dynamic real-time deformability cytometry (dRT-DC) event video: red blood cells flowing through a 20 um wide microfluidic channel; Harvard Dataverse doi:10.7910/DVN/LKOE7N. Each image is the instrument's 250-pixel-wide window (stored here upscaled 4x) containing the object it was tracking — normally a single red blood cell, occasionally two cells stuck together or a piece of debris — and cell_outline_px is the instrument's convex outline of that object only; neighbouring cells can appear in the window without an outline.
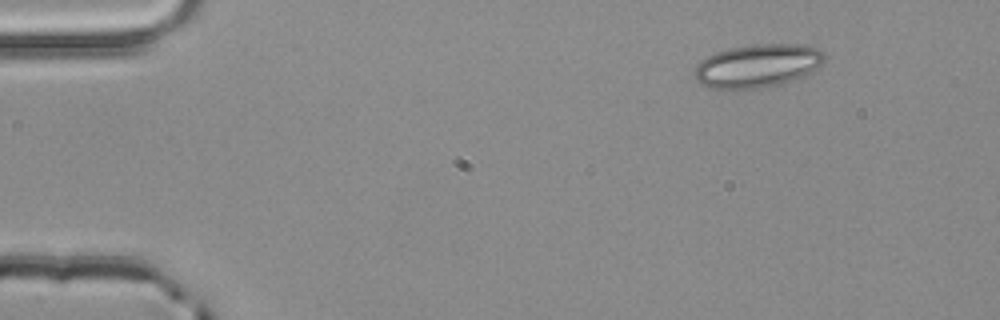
{"species": "common noctule bat (a hibernating species)", "species_latin": "Nyctalus noctula", "temperature_condition": "room temperature", "stored_images_in_passage": 3, "camera_frame_rate_fps": 3000, "um_per_image_px": 0.085, "animal": {"sex": "male", "body_mass_g": 20.4}, "frame": {"image": 1, "passage_image": 1, "time_ms": 0.0, "image_size_px": [1000, 320], "cell_outline_px": [[824, 60], [812, 72], [792, 80], [776, 84], [756, 88], [708, 88], [700, 84], [696, 80], [692, 72], [696, 64], [700, 60], [716, 52], [728, 48], [752, 44], [808, 44], [824, 52]], "centroid_in_image_um": [64.35, 5.57], "position_along_channel_um": 20.7, "area_um2": 32.77}}